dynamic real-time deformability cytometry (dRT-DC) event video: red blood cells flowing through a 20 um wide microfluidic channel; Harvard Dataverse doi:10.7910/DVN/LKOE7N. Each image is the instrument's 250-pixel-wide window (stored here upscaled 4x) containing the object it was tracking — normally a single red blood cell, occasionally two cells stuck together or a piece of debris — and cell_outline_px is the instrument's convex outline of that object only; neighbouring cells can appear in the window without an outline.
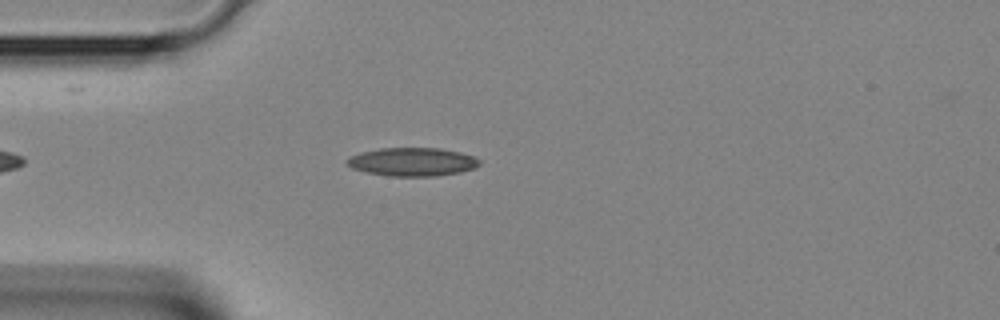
{"species": "Egyptian fruit bat (a non-hibernating species)", "species_latin": "Rousettus aegyptiacus", "temperature_condition": "room temperature", "stored_images_in_passage": 33, "camera_frame_rate_fps": 3000, "um_per_image_px": 0.085, "animal": {"sex": "female"}, "frame": {"image": 1, "passage_image": 6, "time_ms": 1.667, "image_size_px": [1000, 320], "cell_outline_px": [[480, 164], [476, 168], [460, 172], [436, 176], [388, 176], [368, 172], [352, 168], [344, 160], [348, 156], [360, 152], [380, 148], [440, 148], [460, 152], [472, 156], [480, 160]], "centroid_in_image_um": [35.04, 13.75], "position_along_channel_um": 50.0, "area_um2": 22.02}}
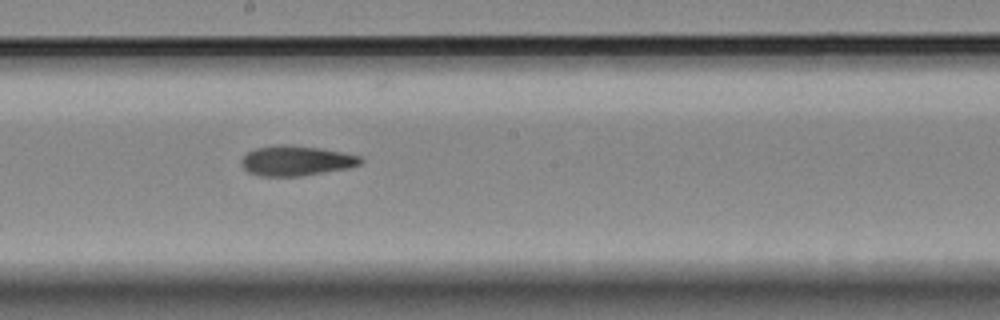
{"frame": {"image": 2, "passage_image": 17, "time_ms": 5.333, "image_size_px": [1000, 320], "cell_outline_px": [[364, 160], [360, 164], [348, 168], [300, 176], [260, 176], [248, 172], [240, 164], [240, 160], [248, 152], [256, 148], [276, 144], [280, 144], [320, 148], [360, 156]], "centroid_in_image_um": [25.14, 13.66], "position_along_channel_um": 223.1, "area_um2": 20.75}}
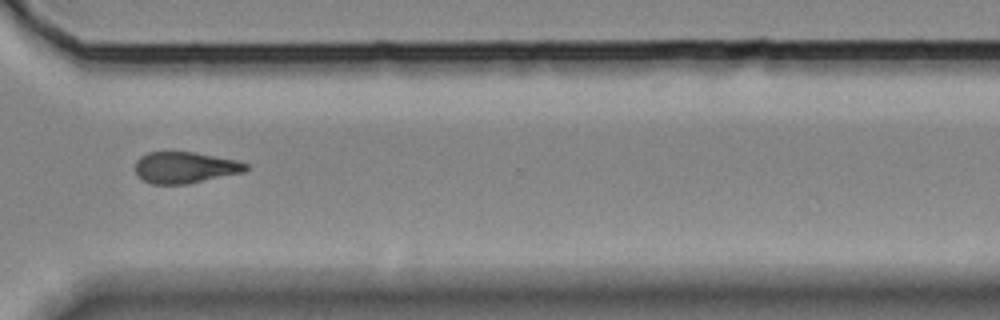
{"frame": {"image": 3, "passage_image": 25, "time_ms": 8.0, "image_size_px": [1000, 320], "cell_outline_px": [[248, 168], [244, 172], [188, 184], [152, 184], [136, 176], [136, 160], [140, 156], [148, 152], [192, 152], [236, 160], [248, 164]], "centroid_in_image_um": [15.71, 14.24], "position_along_channel_um": 354.9, "area_um2": 20.17}}